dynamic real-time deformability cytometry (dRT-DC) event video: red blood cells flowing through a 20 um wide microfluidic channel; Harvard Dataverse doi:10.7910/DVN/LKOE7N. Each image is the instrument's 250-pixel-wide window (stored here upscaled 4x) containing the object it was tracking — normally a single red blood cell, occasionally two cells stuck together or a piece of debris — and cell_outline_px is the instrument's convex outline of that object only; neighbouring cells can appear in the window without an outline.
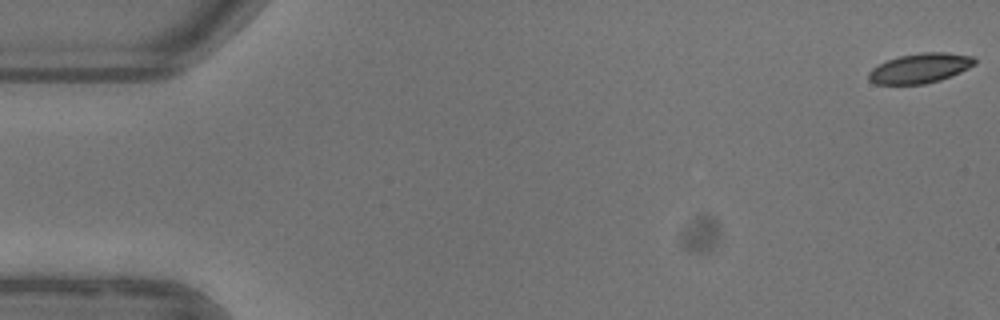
{"species": "common noctule bat (a hibernating species)", "species_latin": "Nyctalus noctula", "temperature_condition": "warm", "stored_images_in_passage": 54, "camera_frame_rate_fps": 3000, "um_per_image_px": 0.085, "animal": {"sex": "female"}, "frame": {"image": 1, "passage_image": 1, "time_ms": 0.0, "image_size_px": [1000, 320], "cell_outline_px": [[976, 64], [960, 72], [940, 80], [924, 84], [876, 84], [868, 80], [868, 72], [872, 68], [888, 60], [900, 56], [920, 52], [948, 52], [972, 56], [976, 60]], "centroid_in_image_um": [78.21, 5.79], "position_along_channel_um": 6.8, "area_um2": 18.38}}
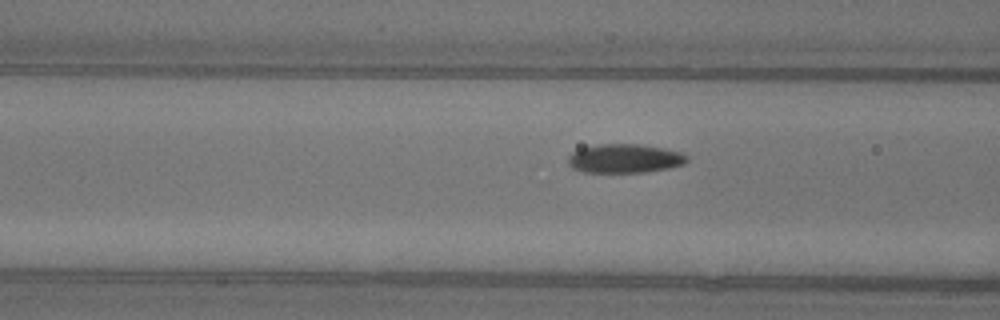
{"frame": {"image": 2, "passage_image": 21, "time_ms": 6.667, "image_size_px": [1000, 320], "cell_outline_px": [[688, 160], [684, 164], [668, 168], [644, 172], [584, 172], [572, 168], [568, 164], [568, 156], [572, 152], [580, 148], [596, 144], [640, 144], [664, 148], [680, 152], [688, 156]], "centroid_in_image_um": [53.08, 13.46], "position_along_channel_um": 113.5, "area_um2": 20.11}}
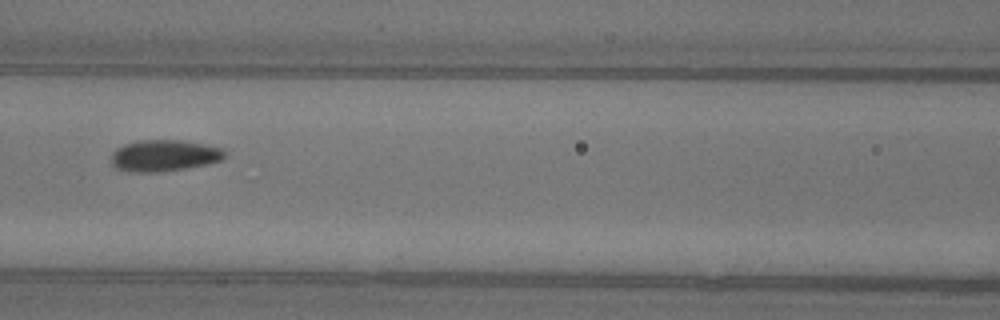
{"frame": {"image": 3, "passage_image": 24, "time_ms": 7.667, "image_size_px": [1000, 320], "cell_outline_px": [[224, 156], [220, 160], [208, 164], [184, 168], [156, 172], [128, 172], [116, 168], [112, 164], [112, 152], [116, 148], [124, 144], [140, 140], [184, 140], [224, 148]], "centroid_in_image_um": [13.93, 13.22], "position_along_channel_um": 152.7, "area_um2": 20.81}, "authors_computed_cell_mechanics": {"area_um2": 19.6231, "velocity_mm_per_s": 3.8799, "shape_relaxation_time_tau1_ms": 4.4952, "shape_relaxation_time_tau2_ms": 1.6907, "deformation_change_tau1": 0.1322, "deformation_change_tau2": 0.0542}}